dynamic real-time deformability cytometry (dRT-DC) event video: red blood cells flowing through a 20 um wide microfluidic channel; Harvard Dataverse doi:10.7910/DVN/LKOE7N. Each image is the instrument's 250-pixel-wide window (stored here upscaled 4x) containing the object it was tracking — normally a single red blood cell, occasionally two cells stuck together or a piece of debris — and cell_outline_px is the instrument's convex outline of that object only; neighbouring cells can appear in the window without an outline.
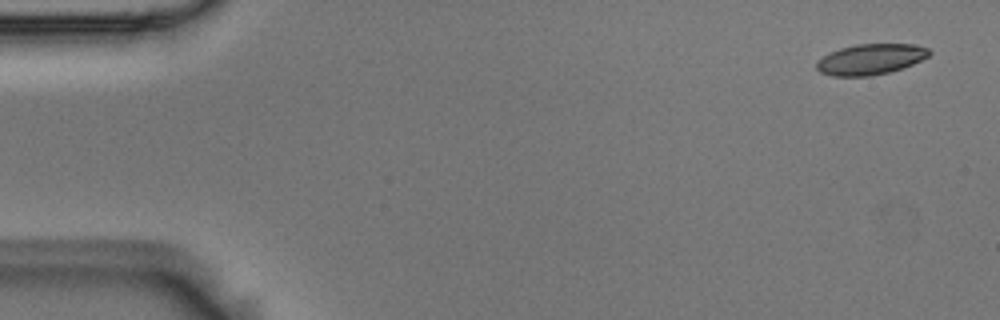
{"species": "Egyptian fruit bat (a non-hibernating species)", "species_latin": "Rousettus aegyptiacus", "temperature_condition": "room temperature", "stored_images_in_passage": 5, "camera_frame_rate_fps": 3000, "um_per_image_px": 0.085, "animal": {"sex": "male"}, "frame": {"image": 1, "passage_image": 1, "time_ms": 0.0, "image_size_px": [1000, 320], "cell_outline_px": [[932, 52], [928, 56], [904, 68], [872, 76], [832, 76], [820, 72], [816, 68], [816, 60], [840, 48], [856, 44], [916, 44], [928, 48]], "centroid_in_image_um": [74.0, 5.04], "position_along_channel_um": 11.0, "area_um2": 20.17}}
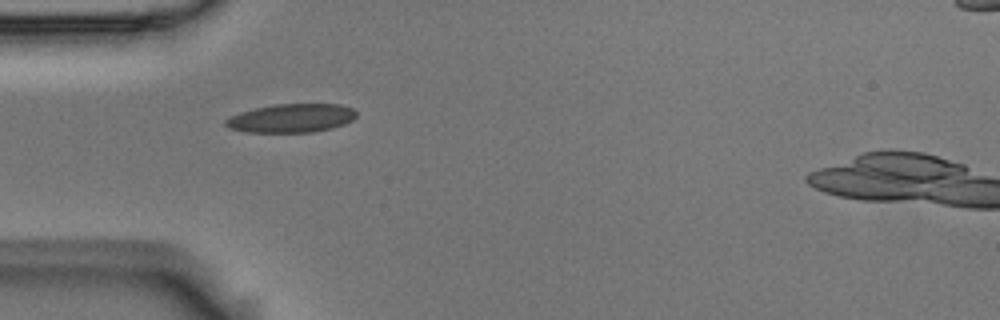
{"frame": {"image": 2, "passage_image": 4, "time_ms": 1.0, "image_size_px": [1000, 320], "cell_outline_px": [[356, 116], [352, 120], [344, 124], [332, 128], [312, 132], [244, 132], [228, 128], [224, 124], [224, 120], [228, 116], [240, 112], [256, 108], [276, 104], [340, 104], [352, 108], [356, 112]], "centroid_in_image_um": [24.73, 10.04], "position_along_channel_um": 60.3, "area_um2": 21.91}}
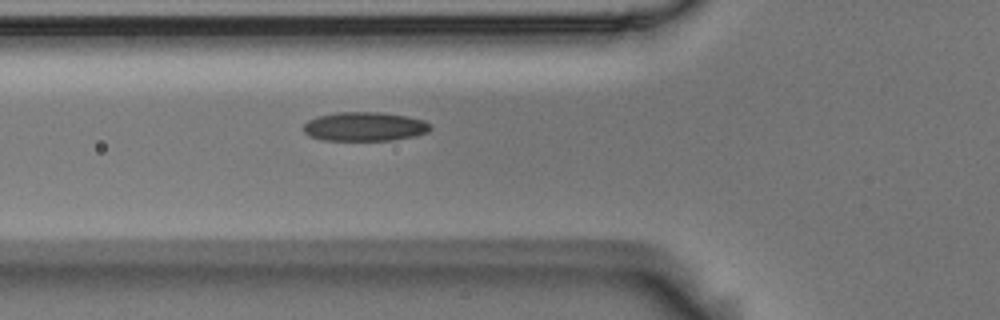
{"frame": {"image": 3, "passage_image": 5, "time_ms": 1.333, "image_size_px": [1000, 320], "cell_outline_px": [[432, 128], [428, 132], [396, 140], [320, 140], [308, 136], [304, 132], [304, 124], [308, 120], [316, 116], [336, 112], [384, 112], [408, 116], [424, 120], [432, 124]], "centroid_in_image_um": [31.0, 10.75], "position_along_channel_um": 94.8, "area_um2": 21.79}}